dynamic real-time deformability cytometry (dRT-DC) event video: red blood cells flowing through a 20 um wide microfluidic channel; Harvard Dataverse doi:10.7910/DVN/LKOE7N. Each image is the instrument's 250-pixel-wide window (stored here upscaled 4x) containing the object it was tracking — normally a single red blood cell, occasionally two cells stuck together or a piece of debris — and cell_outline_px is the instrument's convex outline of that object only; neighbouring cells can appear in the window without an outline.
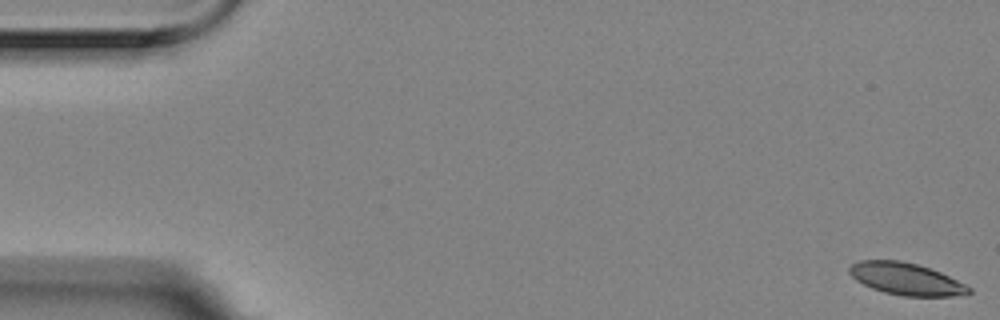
{"species": "Egyptian fruit bat (a non-hibernating species)", "species_latin": "Rousettus aegyptiacus", "temperature_condition": "room temperature", "stored_images_in_passage": 7, "camera_frame_rate_fps": 3000, "um_per_image_px": 0.085, "animal": {"sex": "female"}, "frame": {"image": 1, "passage_image": 1, "time_ms": 0.0, "image_size_px": [1000, 320], "cell_outline_px": [[972, 292], [968, 296], [904, 296], [884, 292], [872, 288], [856, 280], [848, 272], [848, 268], [852, 264], [860, 260], [900, 260], [916, 264], [940, 272], [972, 288]], "centroid_in_image_um": [77.04, 23.72], "position_along_channel_um": 8.0, "area_um2": 22.31}}
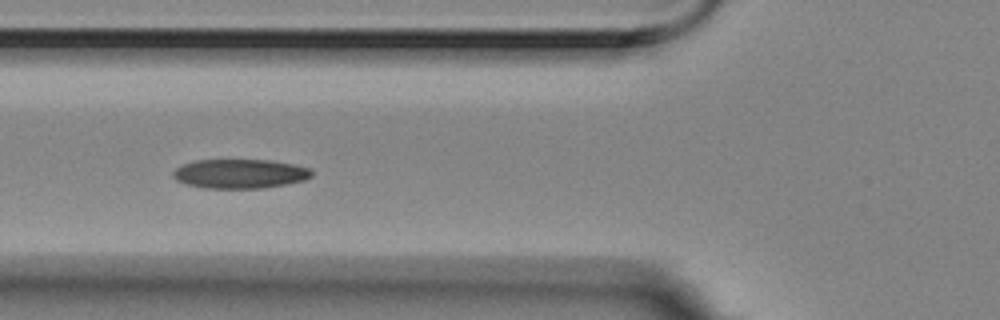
{"frame": {"image": 2, "passage_image": 6, "time_ms": 1.667, "image_size_px": [1000, 320], "cell_outline_px": [[312, 176], [304, 180], [264, 188], [204, 188], [188, 184], [176, 180], [172, 176], [172, 172], [176, 168], [184, 164], [196, 160], [268, 160], [292, 164], [312, 168]], "centroid_in_image_um": [20.39, 14.76], "position_along_channel_um": 105.4, "area_um2": 23.52}}
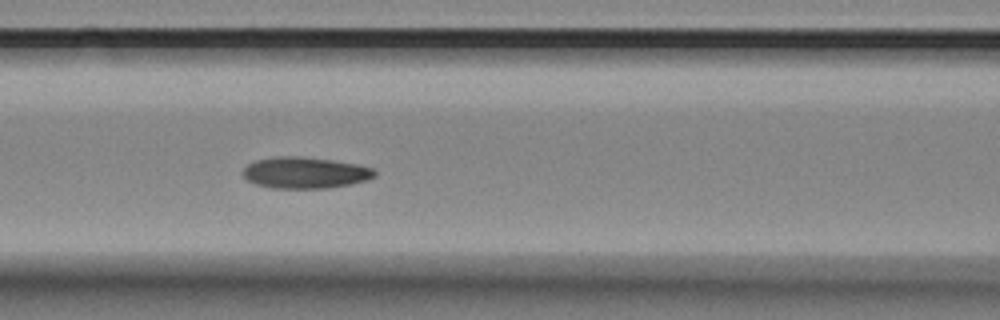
{"frame": {"image": 3, "passage_image": 7, "time_ms": 2.0, "image_size_px": [1000, 320], "cell_outline_px": [[376, 176], [368, 180], [328, 188], [272, 188], [256, 184], [248, 180], [240, 172], [248, 164], [256, 160], [276, 156], [300, 156], [332, 160], [356, 164], [372, 168], [376, 172]], "centroid_in_image_um": [25.91, 14.68], "position_along_channel_um": 140.7, "area_um2": 24.04}}